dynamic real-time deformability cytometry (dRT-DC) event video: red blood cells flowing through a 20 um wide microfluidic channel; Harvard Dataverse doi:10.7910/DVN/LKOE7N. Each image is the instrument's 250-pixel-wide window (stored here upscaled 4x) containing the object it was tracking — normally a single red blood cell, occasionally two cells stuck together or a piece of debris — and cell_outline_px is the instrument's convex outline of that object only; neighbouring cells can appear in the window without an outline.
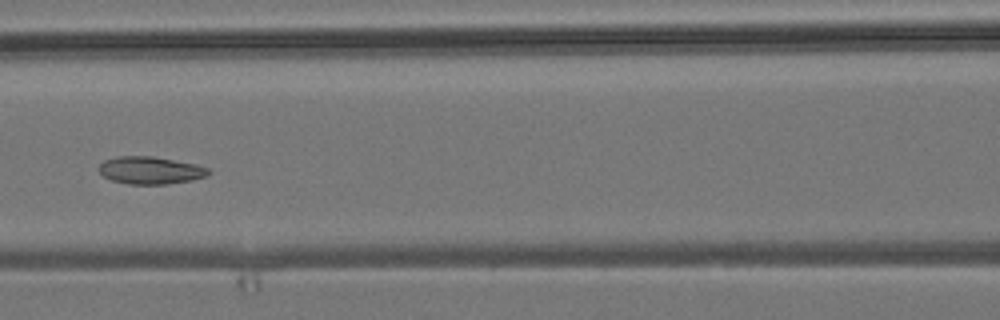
{"species": "common noctule bat (a hibernating species)", "species_latin": "Nyctalus noctula", "temperature_condition": "room temperature", "stored_images_in_passage": 6, "camera_frame_rate_fps": 3000, "um_per_image_px": 0.085, "animal": {"sex": "male", "body_mass_g": 19.2, "forearm_length_mm": 51.8}, "frame": {"image": 1, "passage_image": 6, "time_ms": 6.667, "image_size_px": [1000, 320], "cell_outline_px": [[212, 172], [208, 176], [192, 180], [168, 184], [128, 184], [112, 180], [104, 176], [100, 172], [100, 164], [104, 160], [116, 156], [152, 156], [196, 164], [208, 168]], "centroid_in_image_um": [12.82, 14.48], "position_along_channel_um": 153.8, "area_um2": 17.57}}